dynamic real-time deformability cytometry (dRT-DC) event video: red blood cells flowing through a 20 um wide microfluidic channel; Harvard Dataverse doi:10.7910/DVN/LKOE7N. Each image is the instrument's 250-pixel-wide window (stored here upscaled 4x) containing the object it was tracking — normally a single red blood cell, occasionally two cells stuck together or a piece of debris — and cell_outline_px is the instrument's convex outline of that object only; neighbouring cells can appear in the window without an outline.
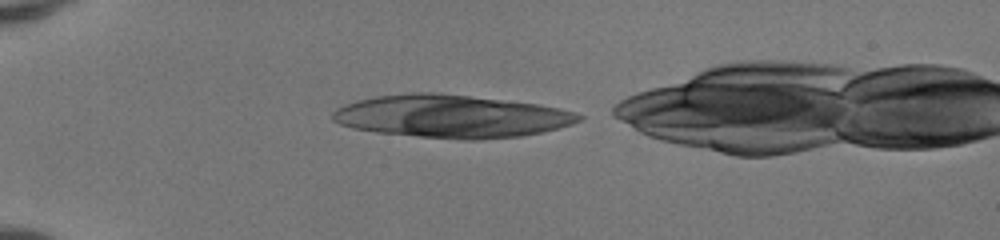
{"species": "human", "species_latin": "Homo sapiens", "temperature_condition": "room temperature", "stored_images_in_passage": 35, "camera_frame_rate_fps": 3000, "um_per_image_px": 0.085, "donor": {"sex": "female"}, "frame": {"image": 1, "passage_image": 1, "time_ms": 0.0, "image_size_px": [1000, 240], "cell_outline_px": [[584, 116], [580, 120], [572, 124], [540, 132], [520, 136], [480, 140], [464, 140], [376, 132], [352, 128], [340, 124], [332, 120], [332, 112], [336, 108], [356, 100], [376, 96], [412, 92], [440, 92], [536, 104], [560, 108], [576, 112]], "centroid_in_image_um": [38.34, 9.88], "position_along_channel_um": 46.7, "area_um2": 61.38}}
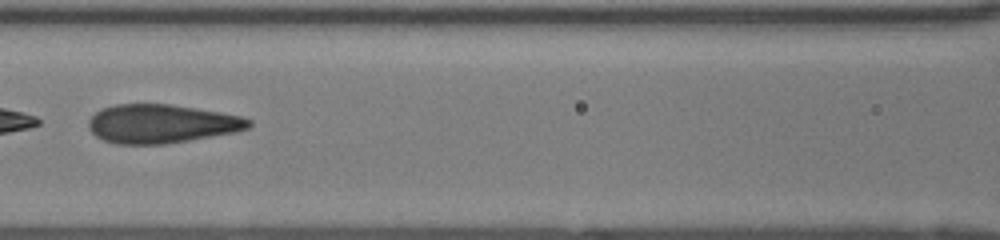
{"frame": {"image": 2, "passage_image": 12, "time_ms": 3.667, "image_size_px": [1000, 240], "cell_outline_px": [[252, 124], [248, 128], [236, 132], [164, 144], [116, 144], [104, 140], [96, 136], [88, 128], [88, 120], [96, 112], [104, 108], [116, 104], [172, 104], [240, 116], [252, 120]], "centroid_in_image_um": [13.71, 10.52], "position_along_channel_um": 152.9, "area_um2": 35.95}}
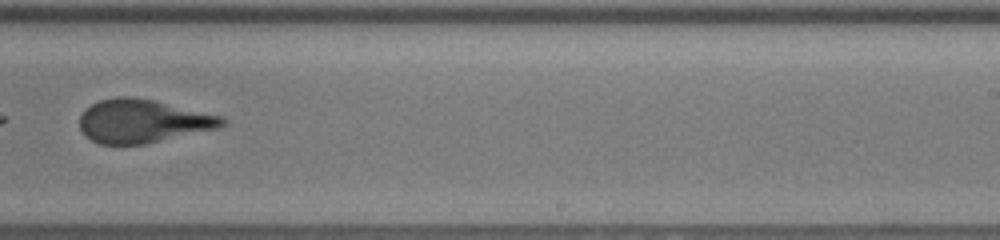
{"frame": {"image": 3, "passage_image": 21, "time_ms": 6.667, "image_size_px": [1000, 240], "cell_outline_px": [[224, 124], [220, 128], [144, 144], [100, 144], [92, 140], [80, 128], [80, 116], [84, 108], [100, 100], [116, 96], [132, 96], [152, 100], [224, 116]], "centroid_in_image_um": [12.13, 10.28], "position_along_channel_um": 276.9, "area_um2": 35.89}}